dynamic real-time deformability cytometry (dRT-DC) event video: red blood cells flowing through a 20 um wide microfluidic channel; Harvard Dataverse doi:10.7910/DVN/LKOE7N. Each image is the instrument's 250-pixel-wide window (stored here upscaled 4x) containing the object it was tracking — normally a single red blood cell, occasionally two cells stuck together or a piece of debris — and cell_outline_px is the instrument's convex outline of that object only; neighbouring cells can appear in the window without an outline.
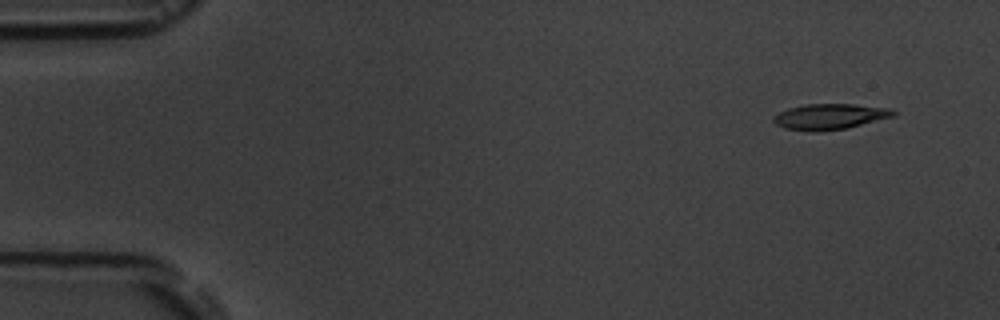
{"species": "common noctule bat (a hibernating species)", "species_latin": "Nyctalus noctula", "temperature_condition": "room temperature", "stored_images_in_passage": 5, "camera_frame_rate_fps": 3000, "um_per_image_px": 0.085, "animal": {"sex": "male", "body_mass_g": 19.5, "forearm_length_mm": 54.6}, "frame": {"image": 1, "passage_image": 2, "time_ms": 1.0, "image_size_px": [1000, 320], "cell_outline_px": [[896, 116], [848, 128], [784, 128], [776, 124], [772, 120], [772, 116], [788, 108], [804, 104], [852, 104], [892, 108], [896, 112]], "centroid_in_image_um": [70.62, 9.85], "position_along_channel_um": 14.4, "area_um2": 17.22}}
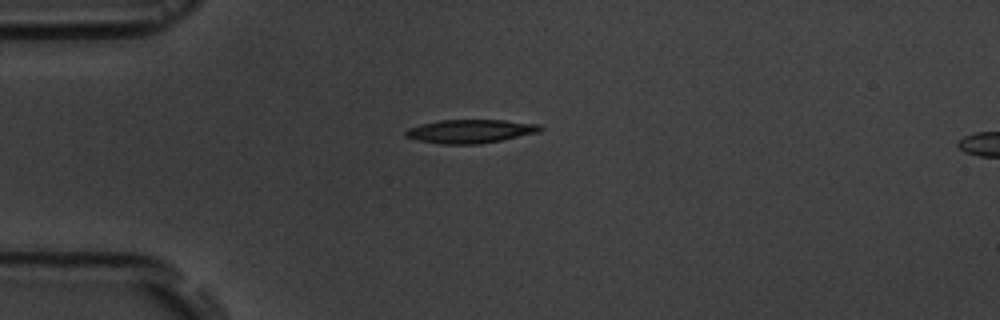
{"frame": {"image": 2, "passage_image": 4, "time_ms": 4.333, "image_size_px": [1000, 320], "cell_outline_px": [[544, 128], [540, 132], [480, 144], [440, 144], [416, 140], [404, 136], [404, 132], [408, 128], [420, 124], [440, 120], [504, 120], [540, 124]], "centroid_in_image_um": [39.96, 11.15], "position_along_channel_um": 45.0, "area_um2": 18.61}}